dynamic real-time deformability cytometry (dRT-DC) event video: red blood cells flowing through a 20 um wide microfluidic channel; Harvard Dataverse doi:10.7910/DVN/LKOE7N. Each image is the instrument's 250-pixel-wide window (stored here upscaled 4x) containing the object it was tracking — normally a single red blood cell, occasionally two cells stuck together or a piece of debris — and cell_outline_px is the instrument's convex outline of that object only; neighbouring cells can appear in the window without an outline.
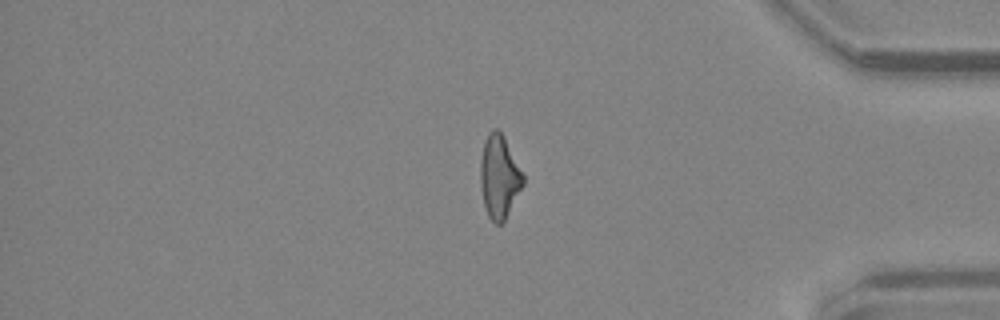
{"species": "common noctule bat (a hibernating species)", "species_latin": "Nyctalus noctula", "temperature_condition": "warm", "stored_images_in_passage": 41, "camera_frame_rate_fps": 3000, "um_per_image_px": 0.085, "animal": {"sex": "female", "body_mass_g": 24.6, "forearm_length_mm": 56.2}, "frame": {"image": 1, "passage_image": 37, "time_ms": 12.0, "image_size_px": [1000, 320], "cell_outline_px": [[524, 184], [504, 220], [500, 224], [496, 224], [488, 216], [484, 208], [480, 184], [480, 160], [484, 140], [488, 132], [492, 128], [496, 128], [504, 136], [524, 176]], "centroid_in_image_um": [42.41, 15.0], "position_along_channel_um": 392.8, "area_um2": 20.69}}